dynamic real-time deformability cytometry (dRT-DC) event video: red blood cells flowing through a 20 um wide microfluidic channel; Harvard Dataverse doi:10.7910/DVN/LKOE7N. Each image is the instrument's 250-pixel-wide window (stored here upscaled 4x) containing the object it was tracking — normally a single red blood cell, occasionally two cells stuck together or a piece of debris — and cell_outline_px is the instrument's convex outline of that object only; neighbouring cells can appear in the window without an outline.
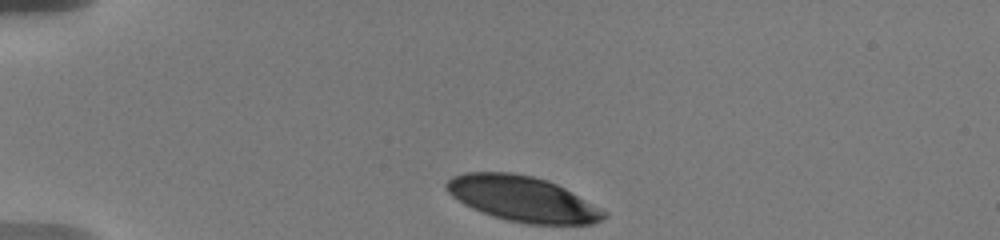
{"species": "human", "species_latin": "Homo sapiens", "temperature_condition": "warm", "stored_images_in_passage": 13, "camera_frame_rate_fps": 3000, "um_per_image_px": 0.085, "donor": {"sex": "male"}, "frame": {"image": 1, "passage_image": 1, "time_ms": 0.0, "image_size_px": [1000, 240], "cell_outline_px": [[608, 216], [592, 224], [528, 224], [508, 220], [472, 208], [464, 204], [452, 196], [444, 188], [444, 184], [452, 176], [464, 172], [512, 172], [532, 176], [548, 180], [564, 188], [608, 212]], "centroid_in_image_um": [44.41, 16.89], "position_along_channel_um": 40.6, "area_um2": 41.38}}
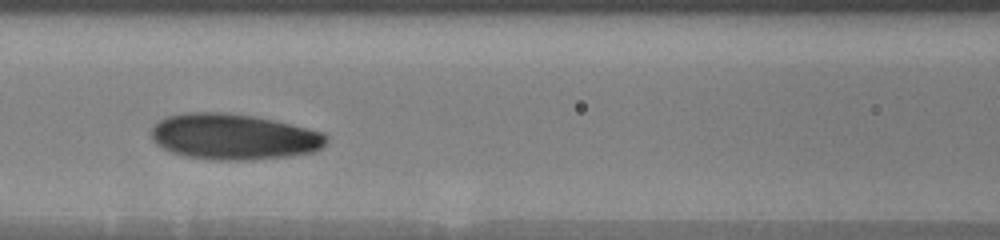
{"frame": {"image": 2, "passage_image": 9, "time_ms": 4.333, "image_size_px": [1000, 240], "cell_outline_px": [[328, 140], [320, 148], [312, 152], [288, 156], [252, 160], [212, 160], [184, 156], [172, 152], [156, 144], [152, 140], [152, 128], [164, 116], [184, 112], [228, 112], [252, 116], [272, 120], [324, 132], [328, 136]], "centroid_in_image_um": [19.84, 11.62], "position_along_channel_um": 146.8, "area_um2": 46.88}}
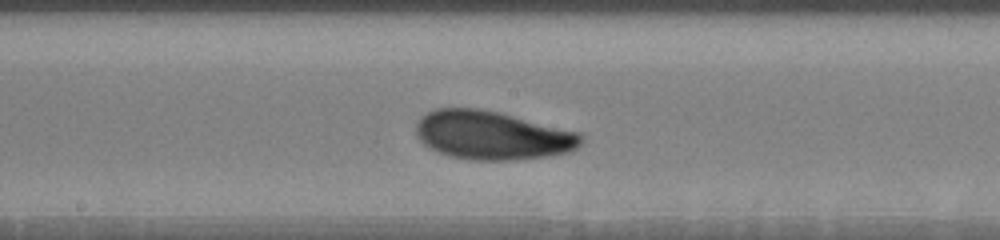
{"frame": {"image": 3, "passage_image": 12, "time_ms": 6.0, "image_size_px": [1000, 240], "cell_outline_px": [[584, 140], [576, 148], [568, 152], [548, 156], [516, 160], [476, 160], [452, 156], [440, 152], [424, 144], [416, 136], [416, 124], [420, 116], [436, 108], [480, 108], [580, 132], [584, 136]], "centroid_in_image_um": [41.85, 11.49], "position_along_channel_um": 206.4, "area_um2": 46.64}}